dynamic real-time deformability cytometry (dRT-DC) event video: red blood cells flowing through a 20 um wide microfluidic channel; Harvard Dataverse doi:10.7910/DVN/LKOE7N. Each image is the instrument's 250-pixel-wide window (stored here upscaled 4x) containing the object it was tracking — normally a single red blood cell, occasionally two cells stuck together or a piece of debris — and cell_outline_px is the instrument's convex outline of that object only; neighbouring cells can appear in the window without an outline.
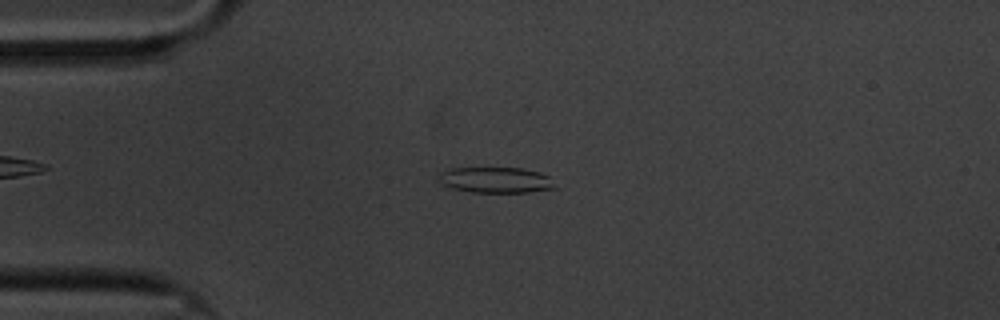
{"species": "common noctule bat (a hibernating species)", "species_latin": "Nyctalus noctula", "temperature_condition": "cold", "stored_images_in_passage": 58, "camera_frame_rate_fps": 3000, "um_per_image_px": 0.085, "animal": {"sex": "male", "body_mass_g": 20.1, "forearm_length_mm": 53.5}, "frame": {"image": 1, "passage_image": 13, "time_ms": 4.0, "image_size_px": [1000, 320], "cell_outline_px": [[560, 188], [528, 192], [472, 192], [452, 188], [440, 184], [440, 172], [452, 168], [520, 168], [540, 172], [548, 176]], "centroid_in_image_um": [42.19, 15.3], "position_along_channel_um": 42.8, "area_um2": 17.51}}
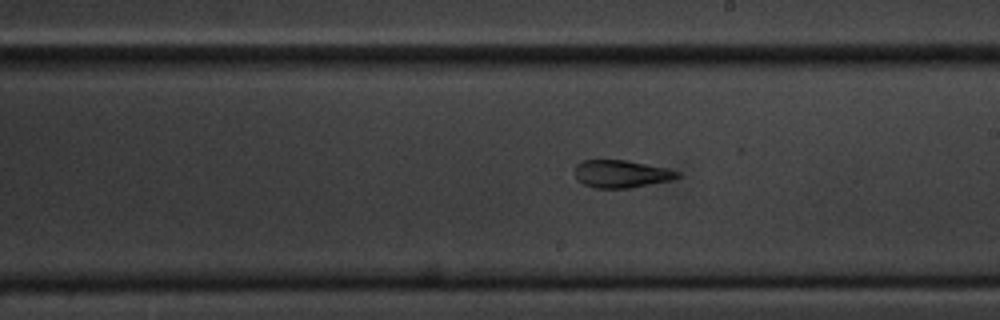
{"frame": {"image": 2, "passage_image": 32, "time_ms": 10.333, "image_size_px": [1000, 320], "cell_outline_px": [[680, 176], [672, 180], [632, 188], [596, 188], [584, 184], [576, 176], [576, 164], [584, 160], [624, 160], [668, 168], [680, 172]], "centroid_in_image_um": [52.86, 14.78], "position_along_channel_um": 236.1, "area_um2": 16.42}}
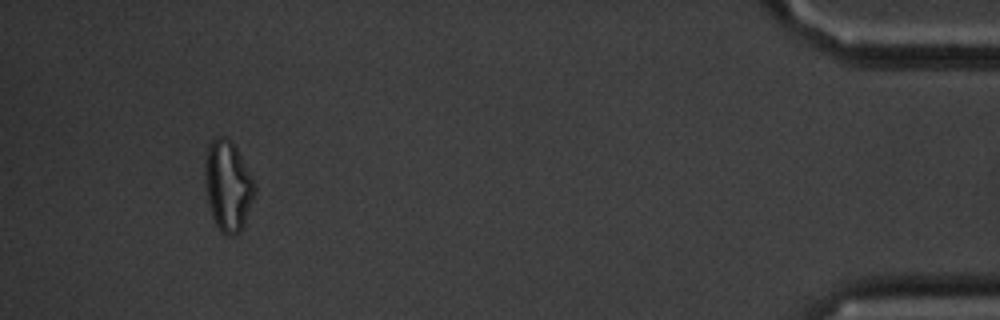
{"frame": {"image": 3, "passage_image": 54, "time_ms": 17.667, "image_size_px": [1000, 320], "cell_outline_px": [[256, 192], [244, 224], [240, 232], [236, 236], [228, 236], [220, 232], [212, 216], [208, 200], [208, 144], [216, 136], [224, 136], [236, 148], [256, 188]], "centroid_in_image_um": [19.42, 15.88], "position_along_channel_um": 415.8, "area_um2": 24.97}, "authors_computed_cell_mechanics": {"area_um2": 18.2648, "velocity_mm_per_s": 3.375, "shape_relaxation_time_tau1_ms": null, "shape_relaxation_time_tau2_ms": 3.8693, "deformation_change_tau1": null, "deformation_change_tau2": 0.1089}}